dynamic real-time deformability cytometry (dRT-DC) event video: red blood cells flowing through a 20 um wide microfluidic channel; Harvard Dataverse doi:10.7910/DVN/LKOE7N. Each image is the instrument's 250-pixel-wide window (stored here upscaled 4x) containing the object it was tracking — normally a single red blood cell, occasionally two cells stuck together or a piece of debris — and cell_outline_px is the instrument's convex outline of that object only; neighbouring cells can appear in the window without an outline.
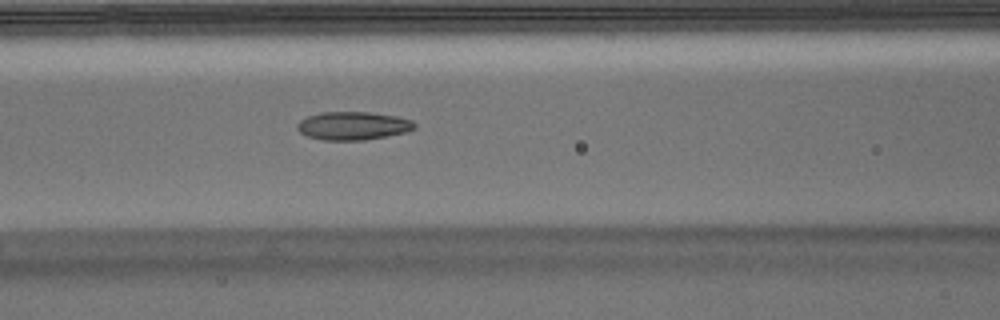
{"species": "Egyptian fruit bat (a non-hibernating species)", "species_latin": "Rousettus aegyptiacus", "temperature_condition": "warm", "stored_images_in_passage": 38, "camera_frame_rate_fps": 3000, "um_per_image_px": 0.085, "animal": {"sex": "male"}, "frame": {"image": 1, "passage_image": 7, "time_ms": 2.0, "image_size_px": [1000, 320], "cell_outline_px": [[416, 128], [404, 132], [364, 140], [324, 140], [308, 136], [300, 132], [296, 128], [296, 124], [300, 120], [308, 116], [320, 112], [368, 112], [396, 116], [412, 120], [416, 124]], "centroid_in_image_um": [29.98, 10.68], "position_along_channel_um": 136.6, "area_um2": 19.19}}
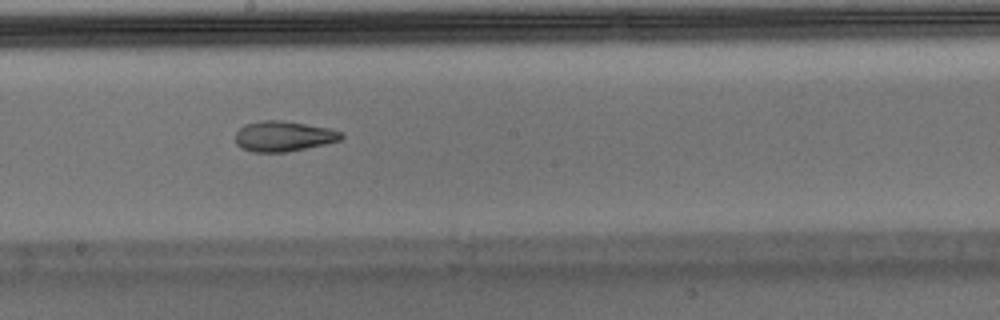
{"frame": {"image": 2, "passage_image": 14, "time_ms": 4.333, "image_size_px": [1000, 320], "cell_outline_px": [[344, 136], [340, 140], [324, 144], [284, 152], [252, 152], [240, 148], [236, 144], [236, 132], [244, 124], [260, 120], [280, 120], [332, 128], [340, 132]], "centroid_in_image_um": [24.06, 11.57], "position_along_channel_um": 224.1, "area_um2": 18.73}}
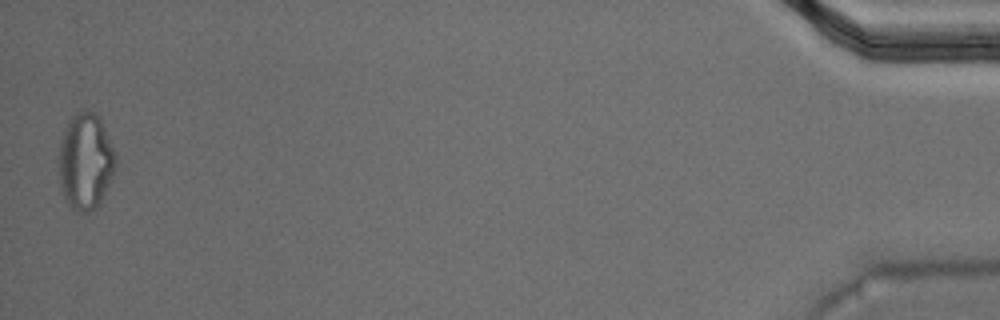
{"frame": {"image": 3, "passage_image": 38, "time_ms": 12.333, "image_size_px": [1000, 320], "cell_outline_px": [[116, 164], [112, 176], [100, 204], [88, 212], [80, 212], [72, 208], [68, 204], [60, 188], [60, 140], [68, 120], [80, 108], [96, 112], [116, 152]], "centroid_in_image_um": [7.28, 13.69], "position_along_channel_um": 427.9, "area_um2": 31.91}, "authors_computed_cell_mechanics": {"area_um2": 20.1144, "velocity_mm_per_s": 3.7478, "shape_relaxation_time_tau1_ms": null, "shape_relaxation_time_tau2_ms": 2.5428, "deformation_change_tau1": null, "deformation_change_tau2": 0.1037}}